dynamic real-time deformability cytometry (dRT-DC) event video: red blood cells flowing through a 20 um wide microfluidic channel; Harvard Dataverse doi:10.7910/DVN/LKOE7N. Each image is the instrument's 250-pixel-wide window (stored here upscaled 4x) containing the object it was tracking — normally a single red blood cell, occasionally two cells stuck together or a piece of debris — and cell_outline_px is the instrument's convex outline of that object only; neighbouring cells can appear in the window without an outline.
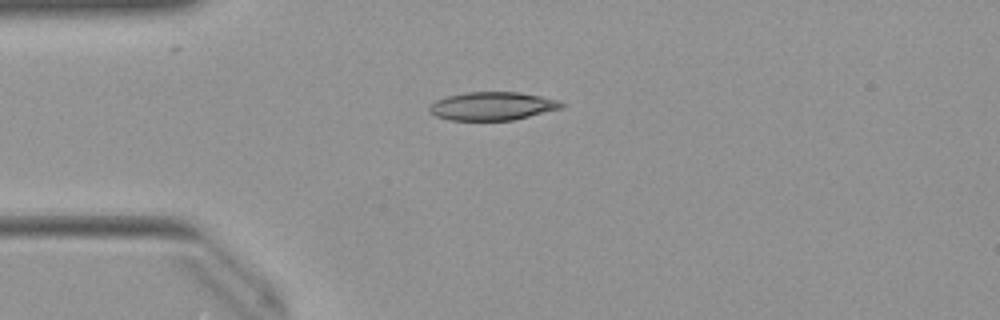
{"species": "Egyptian fruit bat (a non-hibernating species)", "species_latin": "Rousettus aegyptiacus", "temperature_condition": "warm", "stored_images_in_passage": 29, "camera_frame_rate_fps": 3000, "um_per_image_px": 0.085, "animal": {"sex": "female"}, "frame": {"image": 1, "passage_image": 1, "time_ms": 0.0, "image_size_px": [1000, 320], "cell_outline_px": [[564, 108], [512, 120], [448, 120], [436, 116], [428, 112], [428, 108], [436, 100], [448, 96], [464, 92], [520, 92], [560, 100], [564, 104]], "centroid_in_image_um": [41.86, 9.01], "position_along_channel_um": 43.1, "area_um2": 21.85}}
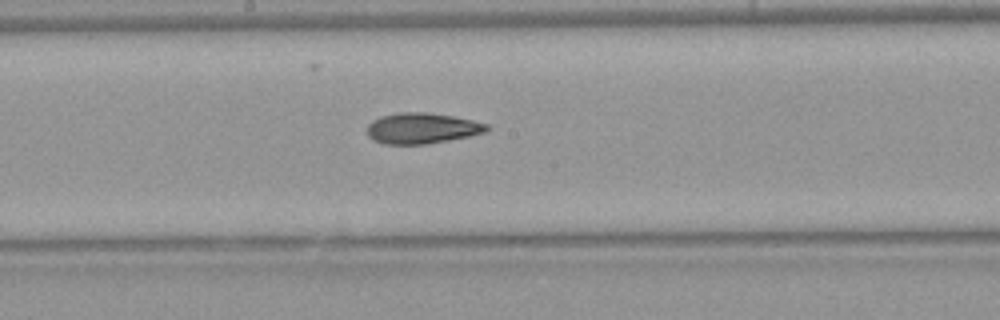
{"frame": {"image": 2, "passage_image": 15, "time_ms": 4.667, "image_size_px": [1000, 320], "cell_outline_px": [[492, 128], [488, 132], [448, 140], [424, 144], [384, 144], [368, 136], [368, 124], [372, 120], [380, 116], [400, 112], [428, 112], [452, 116], [472, 120], [488, 124]], "centroid_in_image_um": [35.9, 10.89], "position_along_channel_um": 212.3, "area_um2": 21.44}}
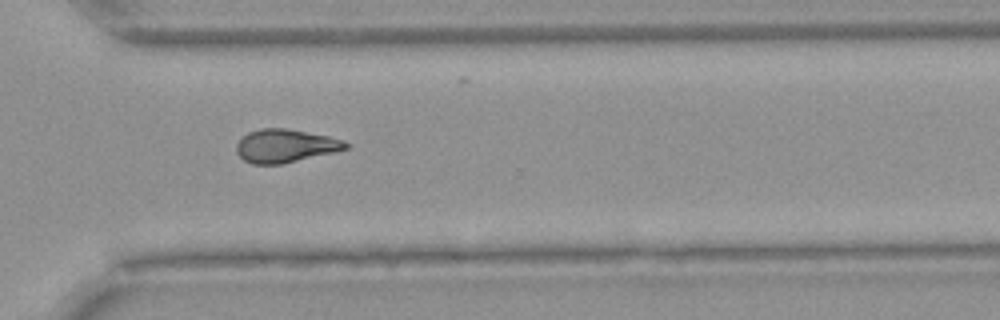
{"frame": {"image": 3, "passage_image": 25, "time_ms": 8.0, "image_size_px": [1000, 320], "cell_outline_px": [[352, 144], [348, 148], [336, 152], [280, 164], [252, 164], [244, 160], [236, 152], [236, 144], [248, 132], [260, 128], [288, 128], [328, 136], [344, 140]], "centroid_in_image_um": [24.28, 12.39], "position_along_channel_um": 346.3, "area_um2": 21.27}, "authors_computed_cell_mechanics": {"area_um2": 21.6172, "velocity_mm_per_s": 4.0218, "shape_relaxation_time_tau1_ms": null, "shape_relaxation_time_tau2_ms": 4.8037, "deformation_change_tau1": null, "deformation_change_tau2": 0.1232}}